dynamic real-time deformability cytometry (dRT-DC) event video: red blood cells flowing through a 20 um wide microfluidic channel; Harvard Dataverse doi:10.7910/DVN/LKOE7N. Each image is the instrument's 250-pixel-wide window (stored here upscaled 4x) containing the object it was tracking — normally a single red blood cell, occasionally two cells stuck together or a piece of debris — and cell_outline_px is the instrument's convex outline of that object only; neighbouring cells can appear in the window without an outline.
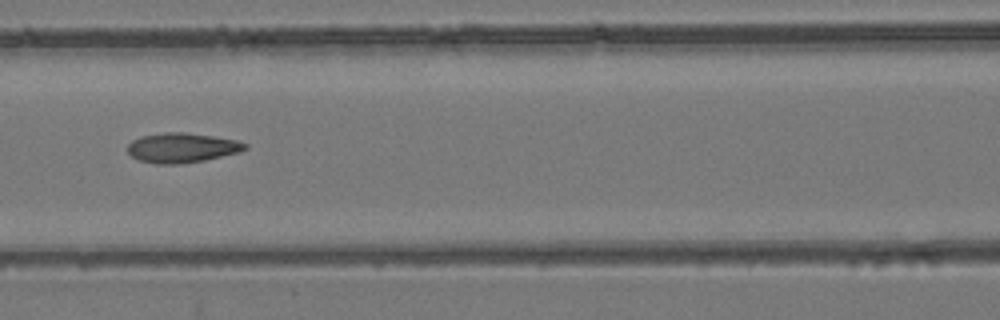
{"species": "common noctule bat (a hibernating species)", "species_latin": "Nyctalus noctula", "temperature_condition": "room temperature", "stored_images_in_passage": 5, "camera_frame_rate_fps": 3000, "um_per_image_px": 0.085, "animal": {"sex": "female", "body_mass_g": 24.6, "forearm_length_mm": 56.2}, "frame": {"image": 1, "passage_image": 5, "time_ms": 5.333, "image_size_px": [1000, 320], "cell_outline_px": [[248, 148], [236, 152], [204, 160], [180, 164], [156, 164], [140, 160], [132, 156], [128, 152], [128, 144], [132, 140], [140, 136], [164, 132], [184, 132], [212, 136], [236, 140], [248, 144]], "centroid_in_image_um": [15.43, 12.55], "position_along_channel_um": 151.2, "area_um2": 20.17}}